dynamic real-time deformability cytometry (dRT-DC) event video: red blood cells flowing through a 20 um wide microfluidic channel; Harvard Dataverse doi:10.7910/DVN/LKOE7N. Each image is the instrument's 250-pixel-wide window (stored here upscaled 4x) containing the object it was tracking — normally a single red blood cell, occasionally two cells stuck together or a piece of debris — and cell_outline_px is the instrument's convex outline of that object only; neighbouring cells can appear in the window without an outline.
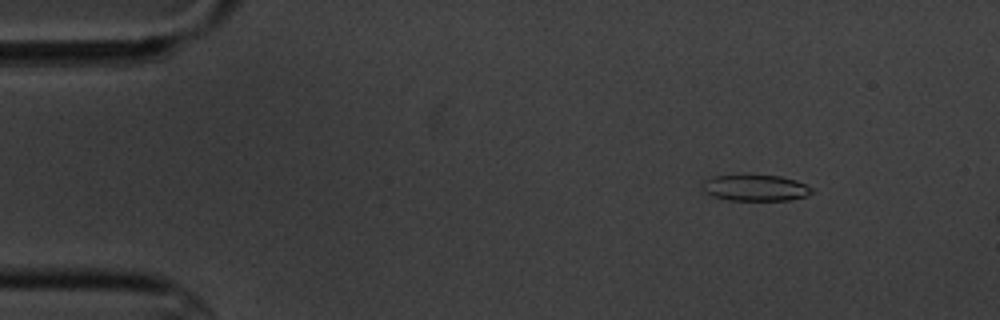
{"species": "common noctule bat (a hibernating species)", "species_latin": "Nyctalus noctula", "temperature_condition": "cold", "stored_images_in_passage": 4, "camera_frame_rate_fps": 3000, "um_per_image_px": 0.085, "animal": {"sex": "male", "body_mass_g": 20.1, "forearm_length_mm": 53.5}, "frame": {"image": 1, "passage_image": 2, "time_ms": 1.0, "image_size_px": [1000, 320], "cell_outline_px": [[816, 192], [792, 200], [728, 200], [712, 196], [704, 192], [704, 180], [712, 176], [744, 172], [752, 172], [780, 176], [796, 180], [812, 188]], "centroid_in_image_um": [64.19, 15.91], "position_along_channel_um": 20.8, "area_um2": 17.57}}